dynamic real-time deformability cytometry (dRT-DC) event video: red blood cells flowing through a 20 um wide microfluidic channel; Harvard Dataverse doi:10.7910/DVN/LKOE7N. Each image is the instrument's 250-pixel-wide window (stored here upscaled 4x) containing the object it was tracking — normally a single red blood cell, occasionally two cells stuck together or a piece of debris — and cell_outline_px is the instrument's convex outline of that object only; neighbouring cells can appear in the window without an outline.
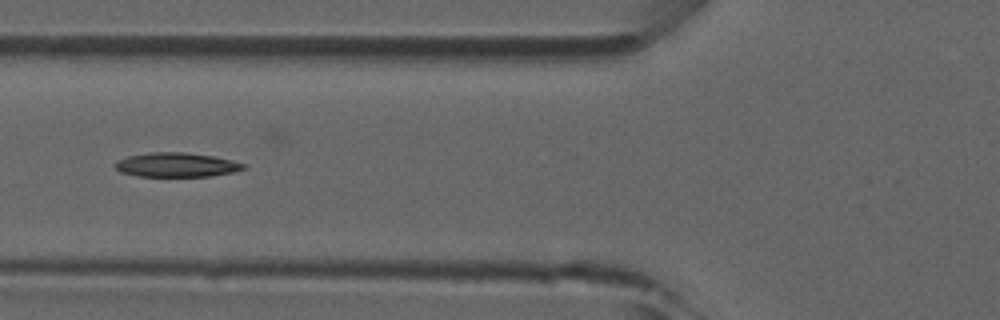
{"species": "common noctule bat (a hibernating species)", "species_latin": "Nyctalus noctula", "temperature_condition": "room temperature", "stored_images_in_passage": 36, "camera_frame_rate_fps": 3000, "um_per_image_px": 0.085, "animal": {"sex": "male", "forearm_length_mm": 52.5}, "frame": {"image": 1, "passage_image": 6, "time_ms": 1.667, "image_size_px": [1000, 320], "cell_outline_px": [[248, 168], [232, 172], [212, 176], [136, 176], [120, 172], [112, 164], [116, 160], [128, 156], [152, 152], [184, 152], [212, 156], [232, 160], [248, 164]], "centroid_in_image_um": [15.0, 14.01], "position_along_channel_um": 110.8, "area_um2": 18.32}}